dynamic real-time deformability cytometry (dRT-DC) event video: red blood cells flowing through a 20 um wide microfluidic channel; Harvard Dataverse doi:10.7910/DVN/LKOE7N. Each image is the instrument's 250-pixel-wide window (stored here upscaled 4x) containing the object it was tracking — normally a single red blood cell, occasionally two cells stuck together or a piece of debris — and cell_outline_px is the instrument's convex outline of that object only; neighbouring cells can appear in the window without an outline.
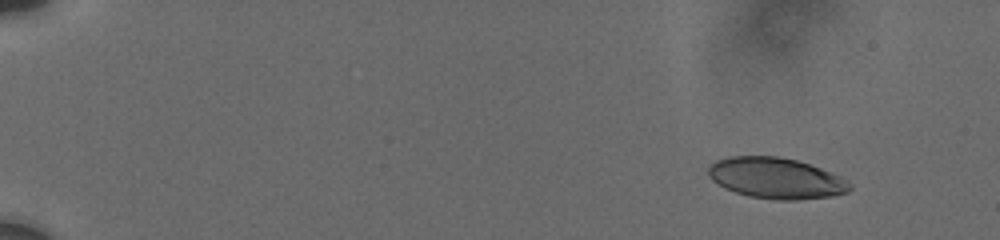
{"species": "human", "species_latin": "Homo sapiens", "temperature_condition": "cold", "stored_images_in_passage": 59, "camera_frame_rate_fps": 3000, "um_per_image_px": 0.085, "donor": {"sex": "male"}, "frame": {"image": 1, "passage_image": 1, "time_ms": 0.0, "image_size_px": [1000, 240], "cell_outline_px": [[852, 188], [848, 192], [832, 196], [796, 200], [776, 200], [748, 196], [724, 188], [712, 180], [708, 176], [708, 168], [716, 160], [728, 156], [776, 156], [796, 160], [832, 172], [848, 180], [852, 184]], "centroid_in_image_um": [65.97, 15.15], "position_along_channel_um": 19.0, "area_um2": 33.87}}
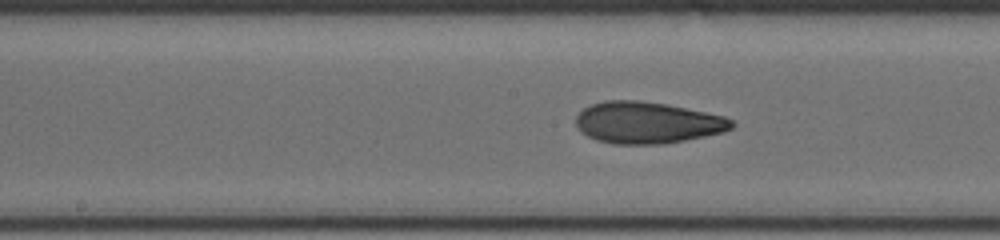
{"frame": {"image": 2, "passage_image": 31, "time_ms": 8.667, "image_size_px": [1000, 240], "cell_outline_px": [[736, 124], [732, 128], [724, 132], [664, 144], [612, 144], [596, 140], [580, 132], [576, 128], [576, 116], [584, 108], [592, 104], [604, 100], [640, 100], [668, 104], [724, 116], [732, 120]], "centroid_in_image_um": [55.0, 10.42], "position_along_channel_um": 193.2, "area_um2": 38.03}}
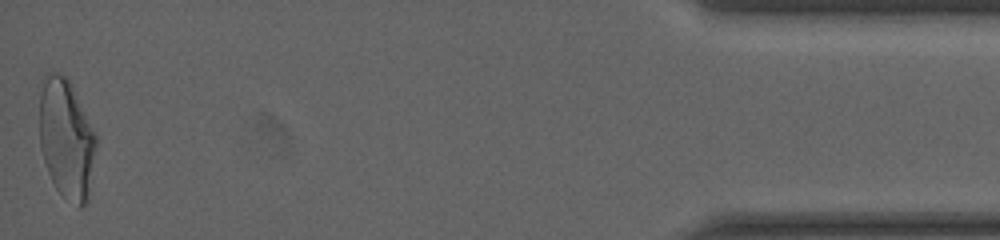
{"frame": {"image": 3, "passage_image": 58, "time_ms": 17.0, "image_size_px": [1000, 240], "cell_outline_px": [[96, 144], [88, 200], [80, 208], [64, 196], [56, 188], [48, 172], [40, 148], [40, 92], [44, 72], [56, 72], [68, 76], [96, 132]], "centroid_in_image_um": [5.64, 11.73], "position_along_channel_um": 429.6, "area_um2": 39.77}, "authors_computed_cell_mechanics": {"area_um2": 37.281, "velocity_mm_per_s": 3.7569, "shape_relaxation_time_tau1_ms": 9.3721, "shape_relaxation_time_tau2_ms": 1.8446, "deformation_change_tau1": 0.2324, "deformation_change_tau2": 0.0927}}